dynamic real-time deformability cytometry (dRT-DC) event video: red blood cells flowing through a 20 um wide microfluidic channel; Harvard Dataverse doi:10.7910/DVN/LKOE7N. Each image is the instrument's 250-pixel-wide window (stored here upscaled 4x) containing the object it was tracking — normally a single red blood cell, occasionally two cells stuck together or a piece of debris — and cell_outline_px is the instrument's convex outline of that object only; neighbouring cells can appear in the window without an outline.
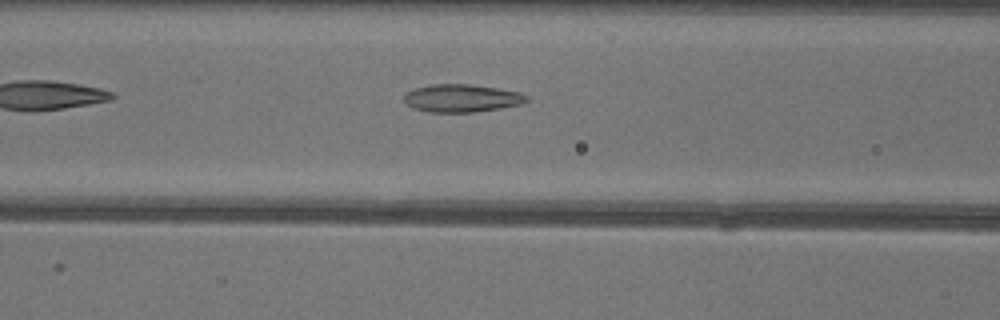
{"species": "common noctule bat (a hibernating species)", "species_latin": "Nyctalus noctula", "temperature_condition": "warm", "stored_images_in_passage": 37, "camera_frame_rate_fps": 3000, "um_per_image_px": 0.085, "animal": {"sex": "female"}, "frame": {"image": 1, "passage_image": 7, "time_ms": 2.0, "image_size_px": [1000, 320], "cell_outline_px": [[528, 100], [520, 104], [500, 108], [476, 112], [428, 112], [412, 108], [404, 100], [404, 92], [416, 88], [432, 84], [468, 84], [496, 88], [520, 92], [528, 96]], "centroid_in_image_um": [39.22, 8.35], "position_along_channel_um": 127.4, "area_um2": 19.83}}
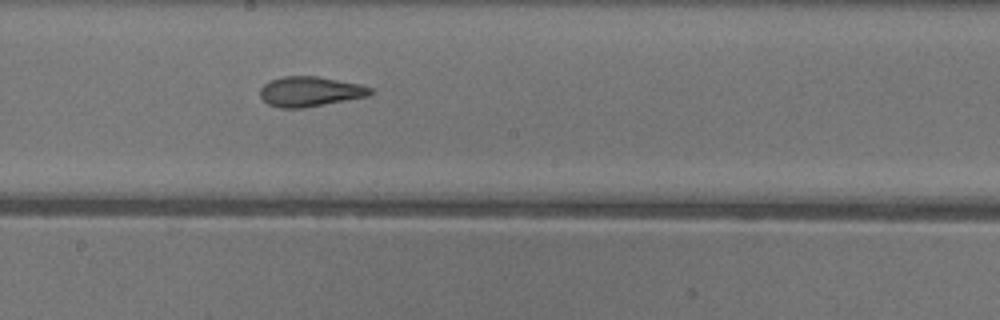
{"frame": {"image": 2, "passage_image": 14, "time_ms": 4.333, "image_size_px": [1000, 320], "cell_outline_px": [[372, 92], [368, 96], [324, 104], [300, 108], [280, 108], [268, 104], [260, 96], [260, 88], [268, 80], [284, 76], [316, 76], [360, 84], [372, 88]], "centroid_in_image_um": [26.32, 7.77], "position_along_channel_um": 221.9, "area_um2": 19.13}}
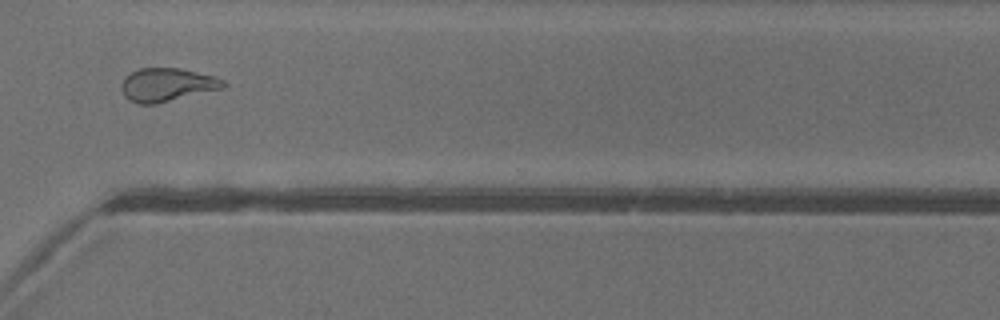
{"frame": {"image": 3, "passage_image": 24, "time_ms": 7.667, "image_size_px": [1000, 320], "cell_outline_px": [[228, 84], [224, 88], [156, 104], [136, 104], [128, 100], [124, 96], [120, 88], [120, 84], [124, 76], [140, 68], [180, 68], [216, 76], [224, 80]], "centroid_in_image_um": [14.19, 7.21], "position_along_channel_um": 356.4, "area_um2": 20.17}, "authors_computed_cell_mechanics": {"area_um2": 19.9988, "velocity_mm_per_s": 4.0486, "shape_relaxation_time_tau1_ms": null, "shape_relaxation_time_tau2_ms": 1.7257, "deformation_change_tau1": null, "deformation_change_tau2": 0.1082}}